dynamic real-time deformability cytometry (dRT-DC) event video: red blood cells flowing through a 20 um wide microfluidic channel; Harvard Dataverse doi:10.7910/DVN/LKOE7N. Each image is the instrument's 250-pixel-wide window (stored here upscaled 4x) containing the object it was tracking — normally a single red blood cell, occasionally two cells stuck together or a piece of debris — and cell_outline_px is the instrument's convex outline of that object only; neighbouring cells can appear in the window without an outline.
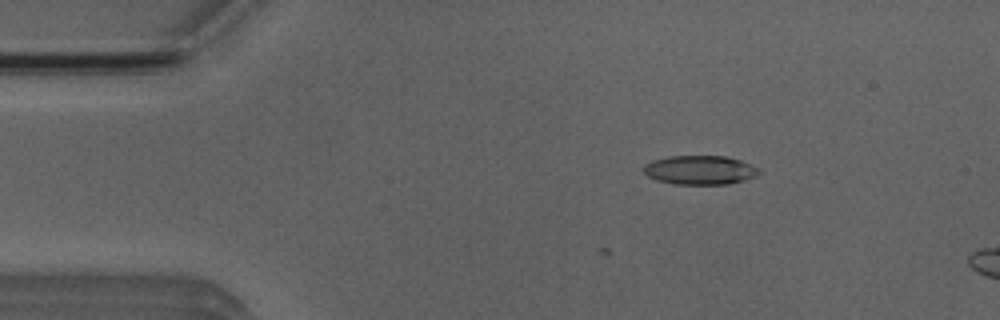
{"species": "Egyptian fruit bat (a non-hibernating species)", "species_latin": "Rousettus aegyptiacus", "temperature_condition": "room temperature", "stored_images_in_passage": 4, "segment_of_instrument_passage": [1, 2], "camera_frame_rate_fps": 3000, "um_per_image_px": 0.085, "animal": {"sex": "male"}, "frame": {"image": 1, "passage_image": 2, "time_ms": 1.333, "image_size_px": [1000, 320], "cell_outline_px": [[760, 172], [756, 176], [744, 180], [728, 184], [672, 184], [656, 180], [648, 176], [644, 172], [644, 164], [652, 160], [668, 156], [724, 156], [740, 160], [760, 168]], "centroid_in_image_um": [59.48, 14.45], "position_along_channel_um": 25.5, "area_um2": 19.59}}